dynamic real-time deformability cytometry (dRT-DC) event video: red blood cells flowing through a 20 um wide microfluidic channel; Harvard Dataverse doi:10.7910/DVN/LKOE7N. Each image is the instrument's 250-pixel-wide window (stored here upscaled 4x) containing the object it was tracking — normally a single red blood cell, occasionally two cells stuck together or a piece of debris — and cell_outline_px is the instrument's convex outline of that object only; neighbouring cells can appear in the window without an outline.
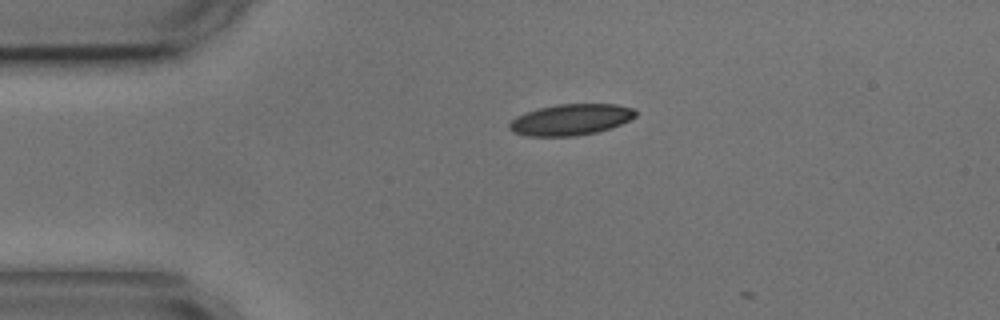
{"species": "common noctule bat (a hibernating species)", "species_latin": "Nyctalus noctula", "temperature_condition": "cold", "stored_images_in_passage": 2, "camera_frame_rate_fps": 3000, "um_per_image_px": 0.085, "animal": {"sex": "male", "body_mass_g": 17.9, "forearm_length_mm": 54.2}, "frame": {"image": 1, "passage_image": 1, "time_ms": 0.0, "image_size_px": [1000, 320], "cell_outline_px": [[636, 116], [612, 128], [596, 132], [576, 136], [528, 136], [512, 132], [508, 128], [508, 124], [516, 116], [540, 108], [556, 104], [616, 104], [632, 108], [636, 112]], "centroid_in_image_um": [48.5, 10.17], "position_along_channel_um": 36.5, "area_um2": 22.83}}